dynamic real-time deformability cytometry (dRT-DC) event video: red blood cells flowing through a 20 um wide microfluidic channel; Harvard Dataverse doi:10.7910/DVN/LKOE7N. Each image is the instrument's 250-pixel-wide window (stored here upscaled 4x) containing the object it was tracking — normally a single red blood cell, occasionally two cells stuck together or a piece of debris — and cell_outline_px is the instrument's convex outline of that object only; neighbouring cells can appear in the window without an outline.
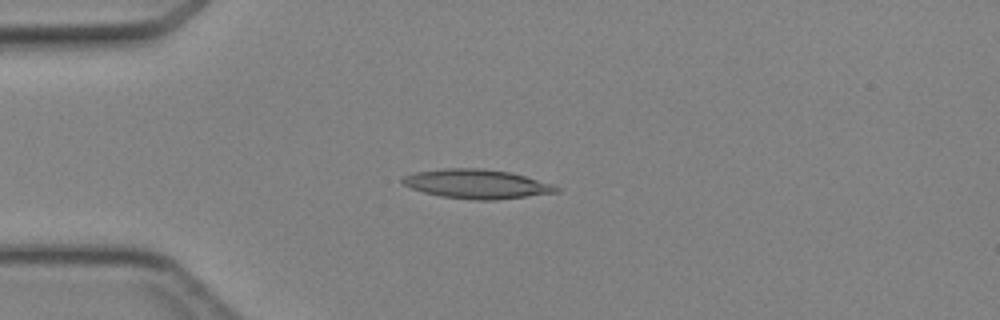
{"species": "Egyptian fruit bat (a non-hibernating species)", "species_latin": "Rousettus aegyptiacus", "temperature_condition": "cold", "stored_images_in_passage": 46, "camera_frame_rate_fps": 3000, "um_per_image_px": 0.085, "animal": {"sex": "female"}, "frame": {"image": 1, "passage_image": 12, "time_ms": 3.667, "image_size_px": [1000, 320], "cell_outline_px": [[560, 192], [496, 200], [472, 200], [440, 196], [424, 192], [412, 188], [404, 184], [400, 180], [404, 176], [416, 172], [440, 168], [480, 168], [508, 172], [524, 176], [552, 184], [560, 188]], "centroid_in_image_um": [40.52, 15.64], "position_along_channel_um": 44.5, "area_um2": 26.07}}
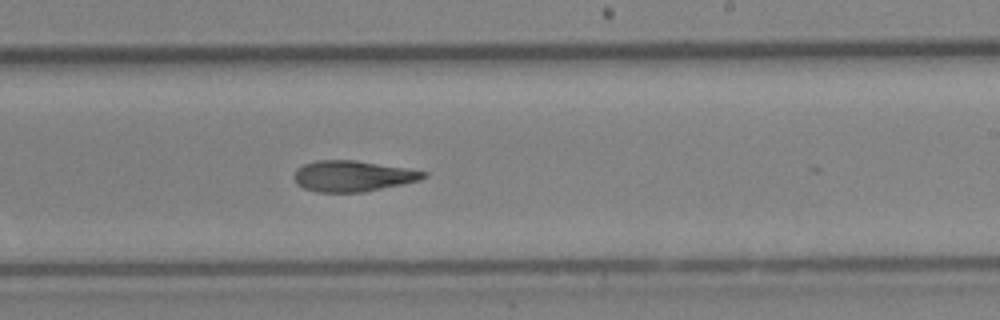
{"frame": {"image": 2, "passage_image": 28, "time_ms": 9.0, "image_size_px": [1000, 320], "cell_outline_px": [[428, 176], [420, 180], [360, 192], [316, 192], [304, 188], [296, 184], [296, 168], [304, 164], [320, 160], [356, 160], [408, 168], [428, 172]], "centroid_in_image_um": [30.0, 14.95], "position_along_channel_um": 259.0, "area_um2": 23.06}}
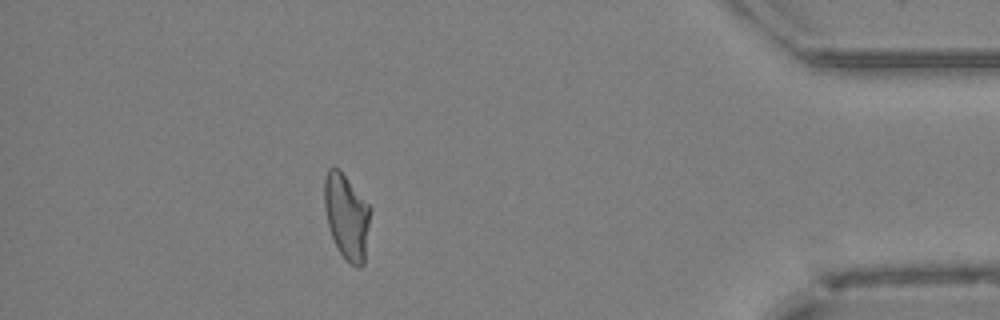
{"frame": {"image": 3, "passage_image": 41, "time_ms": 13.333, "image_size_px": [1000, 320], "cell_outline_px": [[372, 208], [364, 264], [360, 268], [356, 268], [340, 252], [332, 236], [328, 224], [324, 208], [324, 176], [328, 168], [340, 168]], "centroid_in_image_um": [29.48, 18.36], "position_along_channel_um": 405.7, "area_um2": 23.12}}